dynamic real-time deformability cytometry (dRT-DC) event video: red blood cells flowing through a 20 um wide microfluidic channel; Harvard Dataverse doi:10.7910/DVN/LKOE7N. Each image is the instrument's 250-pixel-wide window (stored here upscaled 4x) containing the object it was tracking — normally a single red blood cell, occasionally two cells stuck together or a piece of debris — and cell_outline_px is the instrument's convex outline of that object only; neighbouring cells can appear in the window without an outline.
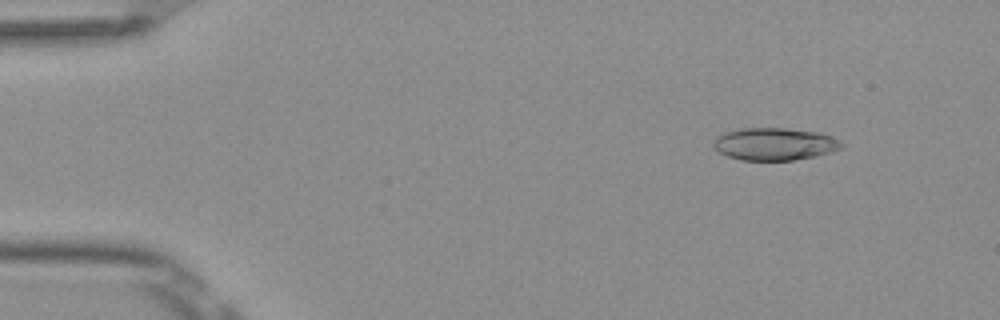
{"species": "Egyptian fruit bat (a non-hibernating species)", "species_latin": "Rousettus aegyptiacus", "temperature_condition": "room temperature", "stored_images_in_passage": 5, "camera_frame_rate_fps": 3000, "um_per_image_px": 0.085, "frame": {"image": 1, "passage_image": 2, "time_ms": 0.333, "image_size_px": [1000, 320], "cell_outline_px": [[844, 148], [832, 152], [792, 160], [740, 160], [728, 156], [720, 152], [712, 144], [716, 136], [724, 132], [740, 128], [784, 128], [820, 132], [832, 136], [844, 144]], "centroid_in_image_um": [65.85, 12.23], "position_along_channel_um": 19.1, "area_um2": 24.28}}
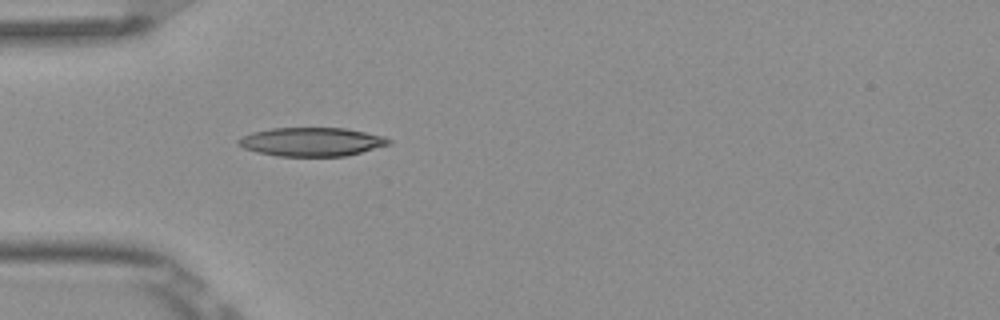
{"frame": {"image": 2, "passage_image": 5, "time_ms": 1.333, "image_size_px": [1000, 320], "cell_outline_px": [[392, 144], [344, 156], [276, 156], [256, 152], [244, 148], [236, 144], [236, 140], [252, 132], [272, 128], [344, 128], [384, 136], [392, 140]], "centroid_in_image_um": [26.47, 12.06], "position_along_channel_um": 58.5, "area_um2": 25.14}}